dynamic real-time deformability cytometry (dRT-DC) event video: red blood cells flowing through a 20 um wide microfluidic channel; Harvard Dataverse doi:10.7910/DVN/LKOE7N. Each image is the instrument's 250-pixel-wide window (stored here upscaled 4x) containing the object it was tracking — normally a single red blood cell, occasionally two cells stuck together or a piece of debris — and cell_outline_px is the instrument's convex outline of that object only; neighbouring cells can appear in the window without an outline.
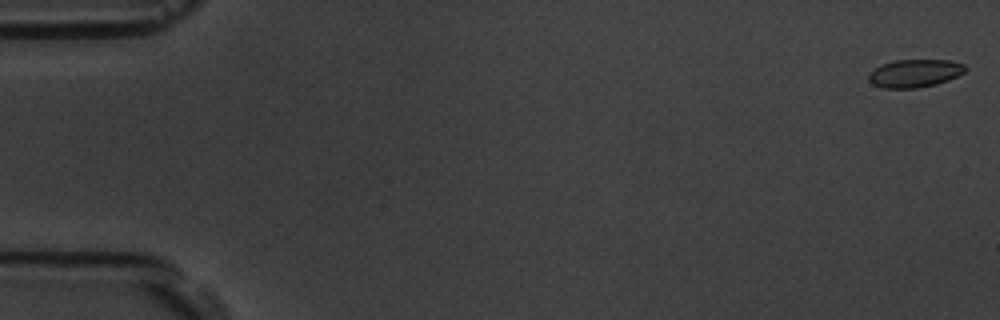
{"species": "common noctule bat (a hibernating species)", "species_latin": "Nyctalus noctula", "temperature_condition": "room temperature", "stored_images_in_passage": 12, "camera_frame_rate_fps": 3000, "um_per_image_px": 0.085, "animal": {"sex": "male", "body_mass_g": 19.5, "forearm_length_mm": 54.6}, "frame": {"image": 1, "passage_image": 1, "time_ms": 0.0, "image_size_px": [1000, 320], "cell_outline_px": [[968, 68], [964, 72], [948, 80], [936, 84], [916, 88], [884, 88], [872, 84], [868, 80], [868, 76], [880, 64], [896, 60], [952, 60], [964, 64]], "centroid_in_image_um": [77.77, 6.22], "position_along_channel_um": 7.2, "area_um2": 15.72}}